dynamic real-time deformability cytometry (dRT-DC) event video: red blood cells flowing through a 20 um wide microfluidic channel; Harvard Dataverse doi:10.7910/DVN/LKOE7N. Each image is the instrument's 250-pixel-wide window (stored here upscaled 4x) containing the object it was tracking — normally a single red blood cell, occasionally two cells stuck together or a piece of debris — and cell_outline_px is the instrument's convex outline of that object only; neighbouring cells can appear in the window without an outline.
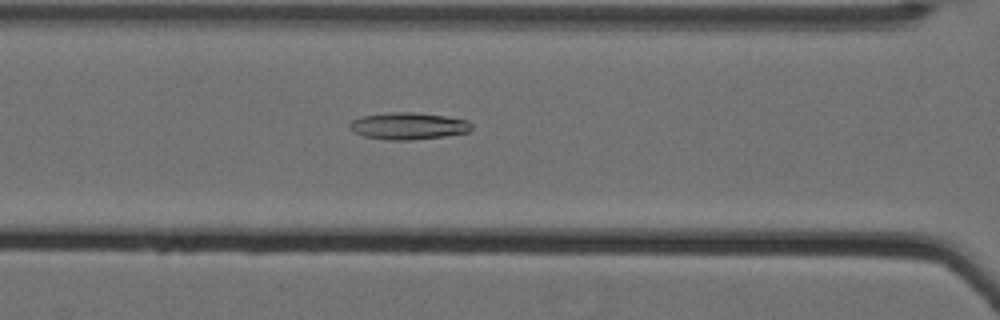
{"species": "Egyptian fruit bat (a non-hibernating species)", "species_latin": "Rousettus aegyptiacus", "temperature_condition": "cold", "stored_images_in_passage": 57, "camera_frame_rate_fps": 3000, "um_per_image_px": 0.085, "animal": {"sex": "female"}, "frame": {"image": 1, "passage_image": 26, "time_ms": 8.333, "image_size_px": [1000, 320], "cell_outline_px": [[472, 128], [468, 132], [444, 136], [408, 140], [384, 140], [364, 136], [348, 128], [348, 124], [352, 120], [364, 116], [392, 112], [412, 112], [444, 116], [468, 120], [472, 124]], "centroid_in_image_um": [34.7, 10.71], "position_along_channel_um": 131.9, "area_um2": 19.02}}
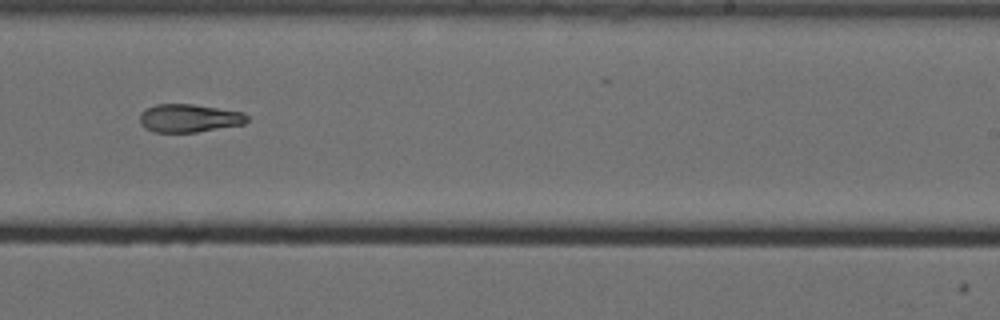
{"frame": {"image": 2, "passage_image": 38, "time_ms": 12.333, "image_size_px": [1000, 320], "cell_outline_px": [[248, 120], [244, 124], [196, 132], [152, 132], [144, 128], [140, 124], [140, 112], [144, 108], [156, 104], [192, 104], [244, 112], [248, 116]], "centroid_in_image_um": [16.04, 10.04], "position_along_channel_um": 273.0, "area_um2": 17.74}}
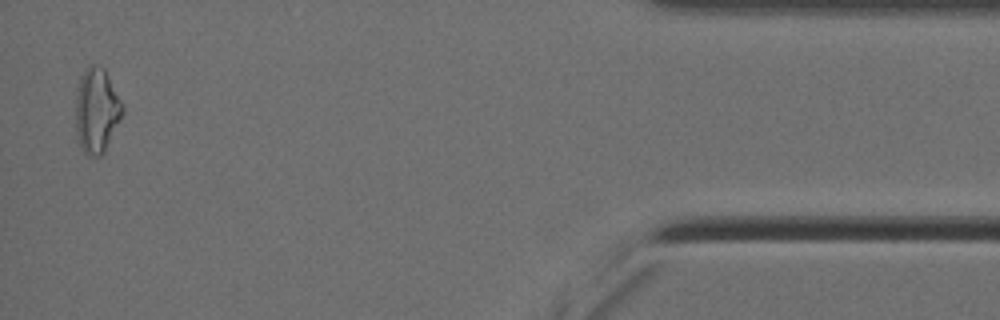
{"frame": {"image": 3, "passage_image": 56, "time_ms": 18.333, "image_size_px": [1000, 320], "cell_outline_px": [[124, 112], [104, 152], [100, 156], [88, 156], [80, 148], [76, 132], [76, 96], [80, 76], [88, 64], [96, 64], [104, 68], [124, 104]], "centroid_in_image_um": [8.22, 9.37], "position_along_channel_um": 427.0, "area_um2": 23.41}, "authors_computed_cell_mechanics": {"area_um2": 19.652, "velocity_mm_per_s": 3.5368, "shape_relaxation_time_tau1_ms": null, "shape_relaxation_time_tau2_ms": 9.5101, "deformation_change_tau1": null, "deformation_change_tau2": 0.2113}}